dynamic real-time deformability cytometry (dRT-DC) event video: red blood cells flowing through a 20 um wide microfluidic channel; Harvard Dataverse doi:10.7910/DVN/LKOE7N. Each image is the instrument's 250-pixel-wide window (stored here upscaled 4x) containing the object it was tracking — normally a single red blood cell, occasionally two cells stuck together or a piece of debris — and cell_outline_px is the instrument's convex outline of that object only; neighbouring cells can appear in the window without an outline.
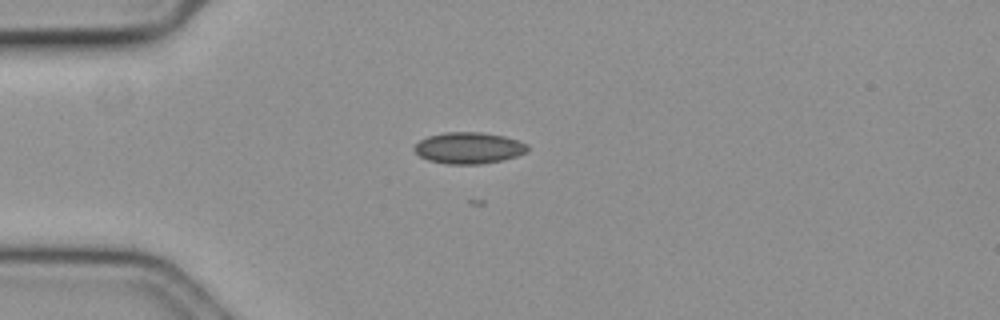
{"species": "common noctule bat (a hibernating species)", "species_latin": "Nyctalus noctula", "temperature_condition": "cold", "stored_images_in_passage": 49, "camera_frame_rate_fps": 3000, "um_per_image_px": 0.085, "animal": {"sex": "female", "body_mass_g": 19.3, "forearm_length_mm": 54.1}, "frame": {"image": 1, "passage_image": 5, "time_ms": 1.333, "image_size_px": [1000, 320], "cell_outline_px": [[528, 148], [524, 152], [516, 156], [500, 160], [480, 164], [448, 164], [428, 160], [420, 156], [412, 148], [420, 140], [428, 136], [444, 132], [480, 132], [504, 136], [520, 140], [528, 144]], "centroid_in_image_um": [39.83, 12.57], "position_along_channel_um": 45.2, "area_um2": 20.63}}
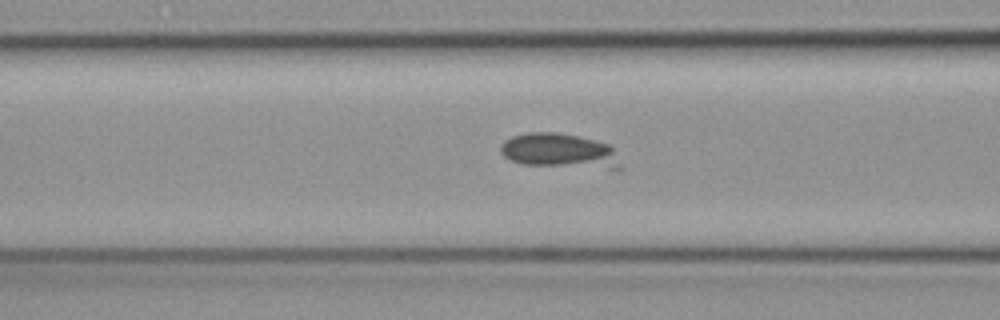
{"frame": {"image": 2, "passage_image": 13, "time_ms": 4.0, "image_size_px": [1000, 320], "cell_outline_px": [[624, 168], [620, 172], [520, 164], [504, 156], [500, 152], [500, 144], [504, 140], [512, 136], [528, 132], [556, 132], [576, 136], [608, 144], [612, 148]], "centroid_in_image_um": [47.64, 12.89], "position_along_channel_um": 119.0, "area_um2": 25.32}}
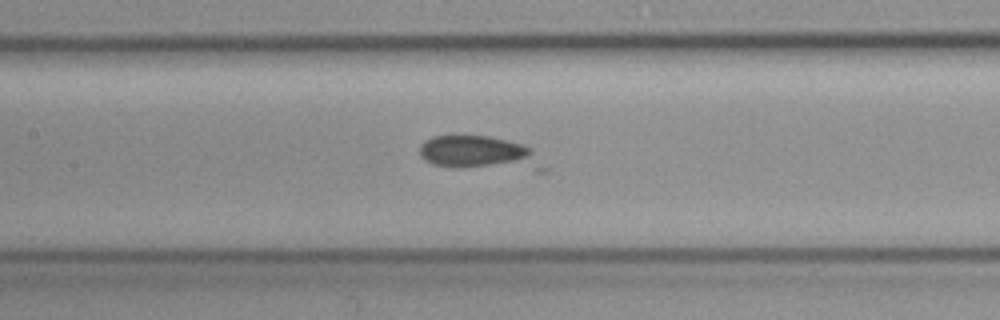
{"frame": {"image": 3, "passage_image": 17, "time_ms": 5.333, "image_size_px": [1000, 320], "cell_outline_px": [[548, 172], [536, 172], [452, 168], [432, 164], [424, 160], [420, 156], [420, 144], [424, 140], [432, 136], [492, 136], [524, 144], [532, 148], [548, 168]], "centroid_in_image_um": [40.87, 13.08], "position_along_channel_um": 166.5, "area_um2": 25.89}}